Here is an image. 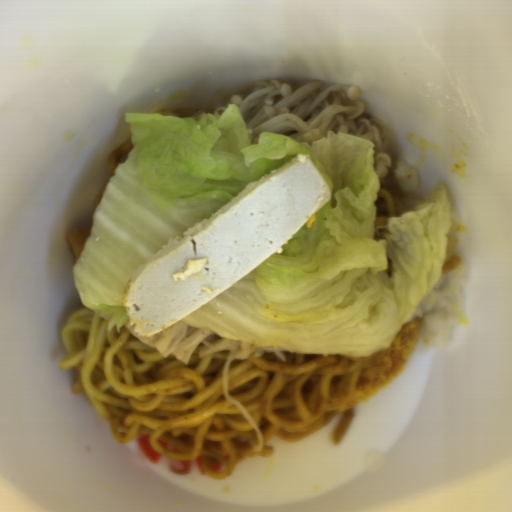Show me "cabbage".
<instances>
[{"label": "cabbage", "mask_w": 512, "mask_h": 512, "mask_svg": "<svg viewBox=\"0 0 512 512\" xmlns=\"http://www.w3.org/2000/svg\"><path fill=\"white\" fill-rule=\"evenodd\" d=\"M132 149L105 187L72 268L84 307L121 330L127 280L173 238L298 154L329 201L231 287L181 319L250 348L366 357L390 346L447 260L450 202L437 184L417 208L375 225L376 147L329 131L314 143L255 136L235 103L221 113H125Z\"/></svg>", "instance_id": "obj_1"}]
</instances>
